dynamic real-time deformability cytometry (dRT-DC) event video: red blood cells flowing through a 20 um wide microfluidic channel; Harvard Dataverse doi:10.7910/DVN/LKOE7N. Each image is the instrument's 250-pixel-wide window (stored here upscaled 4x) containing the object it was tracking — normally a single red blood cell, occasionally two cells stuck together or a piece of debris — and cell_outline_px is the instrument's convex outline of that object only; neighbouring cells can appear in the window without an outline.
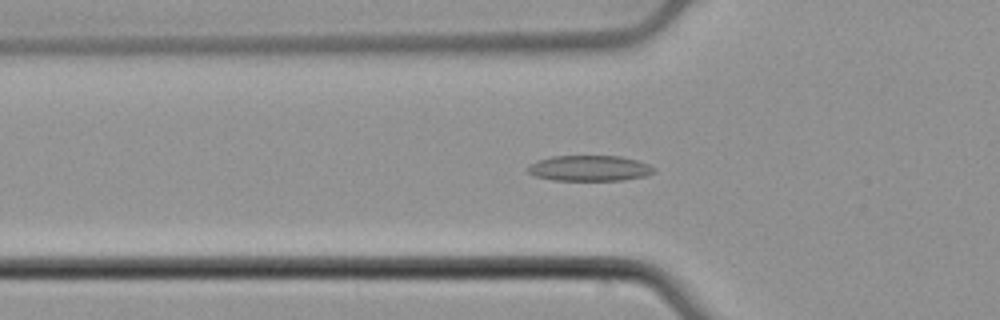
{"species": "common noctule bat (a hibernating species)", "species_latin": "Nyctalus noctula", "temperature_condition": "cold", "stored_images_in_passage": 34, "camera_frame_rate_fps": 3000, "um_per_image_px": 0.085, "animal": {"sex": "male", "body_mass_g": 21.5, "forearm_length_mm": 52.0}, "frame": {"image": 1, "passage_image": 8, "time_ms": 2.333, "image_size_px": [1000, 320], "cell_outline_px": [[656, 172], [644, 176], [620, 180], [552, 180], [536, 176], [528, 172], [524, 168], [528, 164], [536, 160], [552, 156], [620, 156], [636, 160], [648, 164], [656, 168]], "centroid_in_image_um": [50.06, 14.29], "position_along_channel_um": 75.7, "area_um2": 18.96}}
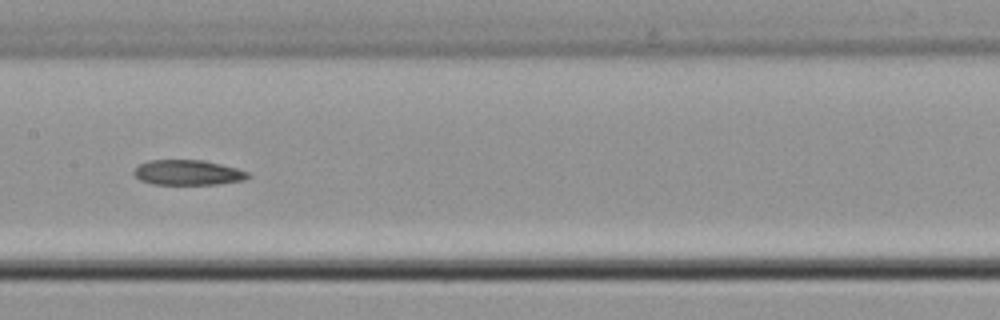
{"frame": {"image": 2, "passage_image": 17, "time_ms": 5.333, "image_size_px": [1000, 320], "cell_outline_px": [[252, 176], [244, 180], [216, 184], [152, 184], [140, 180], [132, 172], [140, 164], [148, 160], [204, 160], [236, 168], [248, 172]], "centroid_in_image_um": [15.97, 14.66], "position_along_channel_um": 191.4, "area_um2": 16.65}}
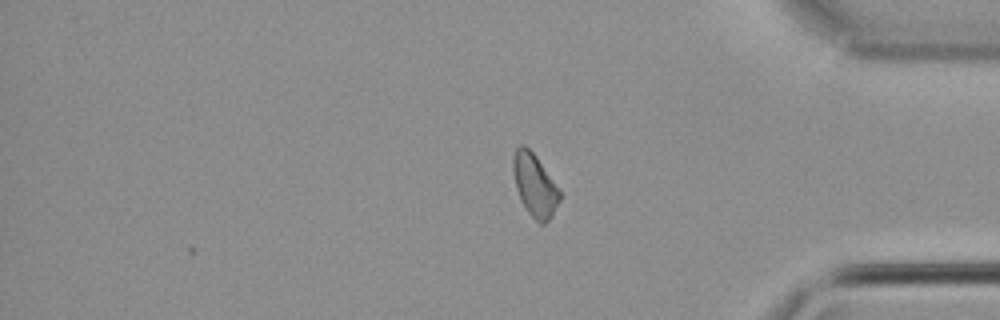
{"frame": {"image": 3, "passage_image": 34, "time_ms": 11.0, "image_size_px": [1000, 320], "cell_outline_px": [[560, 200], [552, 216], [544, 224], [540, 224], [528, 212], [520, 200], [516, 188], [512, 172], [512, 156], [516, 148], [520, 144], [524, 144], [536, 156], [560, 192]], "centroid_in_image_um": [45.41, 15.73], "position_along_channel_um": 389.8, "area_um2": 16.88}}